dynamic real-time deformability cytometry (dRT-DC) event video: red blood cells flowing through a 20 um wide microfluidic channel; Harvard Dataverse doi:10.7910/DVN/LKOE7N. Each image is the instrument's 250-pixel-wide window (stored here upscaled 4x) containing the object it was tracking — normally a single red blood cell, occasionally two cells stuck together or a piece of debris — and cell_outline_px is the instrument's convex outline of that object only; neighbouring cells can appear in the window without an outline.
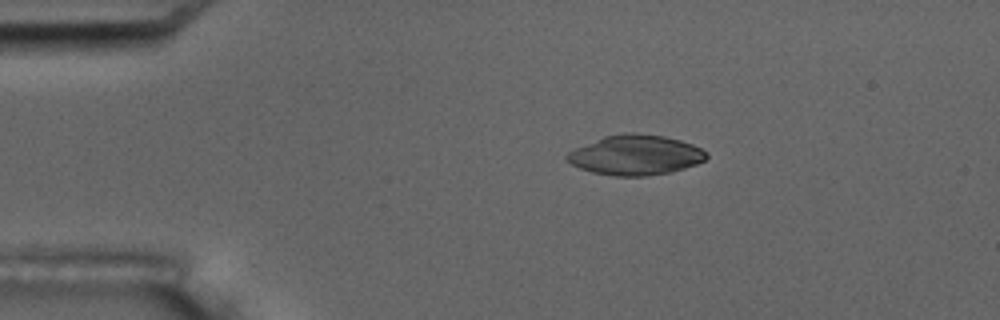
{"species": "common noctule bat (a hibernating species)", "species_latin": "Nyctalus noctula", "temperature_condition": "room temperature", "stored_images_in_passage": 4, "camera_frame_rate_fps": 3000, "um_per_image_px": 0.085, "animal": {"sex": "male", "body_mass_g": 17.5, "forearm_length_mm": 52.3}, "frame": {"image": 1, "passage_image": 3, "time_ms": 3.0, "image_size_px": [1000, 320], "cell_outline_px": [[708, 156], [704, 160], [696, 164], [672, 172], [644, 176], [616, 176], [592, 172], [580, 168], [564, 160], [564, 156], [568, 152], [576, 148], [604, 136], [624, 132], [632, 132], [664, 136], [680, 140], [692, 144], [708, 152]], "centroid_in_image_um": [54.01, 13.17], "position_along_channel_um": 31.0, "area_um2": 32.54}}